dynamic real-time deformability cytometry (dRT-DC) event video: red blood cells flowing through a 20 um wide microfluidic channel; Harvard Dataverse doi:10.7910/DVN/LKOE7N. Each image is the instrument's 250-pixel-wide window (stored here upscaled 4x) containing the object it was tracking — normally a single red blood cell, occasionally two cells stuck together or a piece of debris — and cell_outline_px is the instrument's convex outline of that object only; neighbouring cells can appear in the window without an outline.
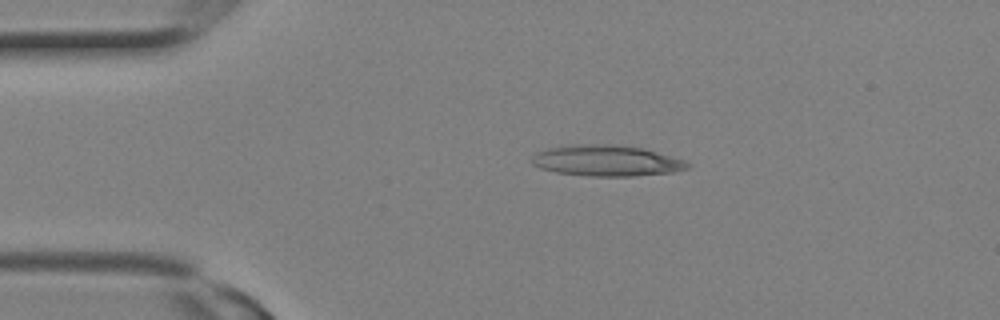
{"species": "Egyptian fruit bat (a non-hibernating species)", "species_latin": "Rousettus aegyptiacus", "temperature_condition": "room temperature", "stored_images_in_passage": 3, "camera_frame_rate_fps": 3000, "um_per_image_px": 0.085, "animal": {"sex": "female"}, "frame": {"image": 1, "passage_image": 2, "time_ms": 0.333, "image_size_px": [1000, 320], "cell_outline_px": [[692, 164], [688, 168], [672, 172], [632, 176], [588, 176], [556, 172], [540, 168], [532, 164], [532, 156], [536, 152], [544, 148], [572, 144], [612, 144], [644, 148], [684, 160]], "centroid_in_image_um": [51.52, 13.65], "position_along_channel_um": 33.5, "area_um2": 28.26}}